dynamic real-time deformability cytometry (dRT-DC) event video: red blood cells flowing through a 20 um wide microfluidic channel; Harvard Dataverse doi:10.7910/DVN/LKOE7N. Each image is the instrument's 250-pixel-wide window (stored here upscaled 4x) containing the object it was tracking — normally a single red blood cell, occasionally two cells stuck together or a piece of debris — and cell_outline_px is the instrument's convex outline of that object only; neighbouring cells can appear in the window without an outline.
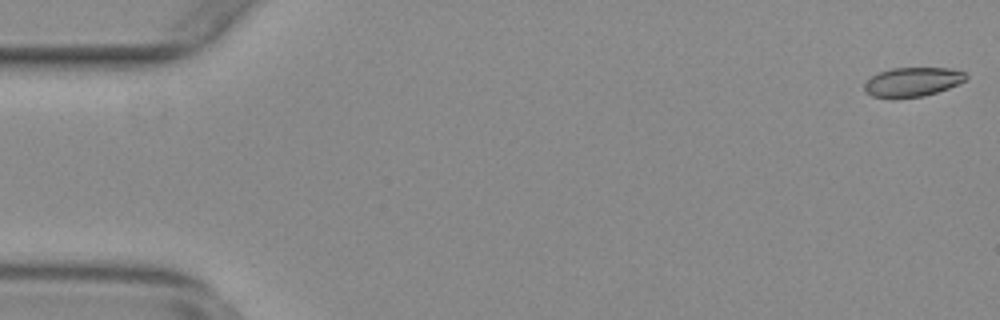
{"species": "common noctule bat (a hibernating species)", "species_latin": "Nyctalus noctula", "temperature_condition": "warm", "stored_images_in_passage": 8, "camera_frame_rate_fps": 3000, "um_per_image_px": 0.085, "animal": {"sex": "female", "body_mass_g": 29.2, "forearm_length_mm": 56.3}, "frame": {"image": 1, "passage_image": 1, "time_ms": 0.0, "image_size_px": [1000, 320], "cell_outline_px": [[968, 76], [964, 80], [948, 88], [924, 96], [892, 100], [872, 96], [864, 92], [864, 84], [872, 76], [880, 72], [892, 68], [952, 68], [964, 72]], "centroid_in_image_um": [77.51, 6.99], "position_along_channel_um": 7.5, "area_um2": 17.51}}